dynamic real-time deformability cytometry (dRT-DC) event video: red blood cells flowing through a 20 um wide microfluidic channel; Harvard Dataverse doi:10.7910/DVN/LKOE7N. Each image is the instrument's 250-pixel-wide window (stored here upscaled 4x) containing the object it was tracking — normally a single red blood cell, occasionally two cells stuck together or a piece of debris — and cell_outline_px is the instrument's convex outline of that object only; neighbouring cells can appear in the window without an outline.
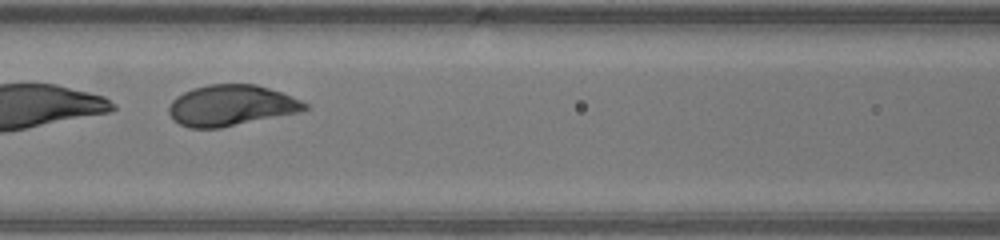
{"species": "human", "species_latin": "Homo sapiens", "temperature_condition": "warm", "stored_images_in_passage": 31, "segment_of_instrument_passage": [2, 2], "camera_frame_rate_fps": 3000, "um_per_image_px": 0.085, "donor": {"sex": "male"}, "frame": {"image": 1, "passage_image": 11, "time_ms": 3.333, "image_size_px": [1000, 240], "cell_outline_px": [[312, 108], [304, 112], [220, 128], [188, 128], [172, 120], [168, 112], [168, 108], [172, 100], [176, 96], [192, 88], [208, 84], [256, 84], [292, 96], [308, 104]], "centroid_in_image_um": [19.67, 8.97], "position_along_channel_um": 146.9, "area_um2": 32.89}}
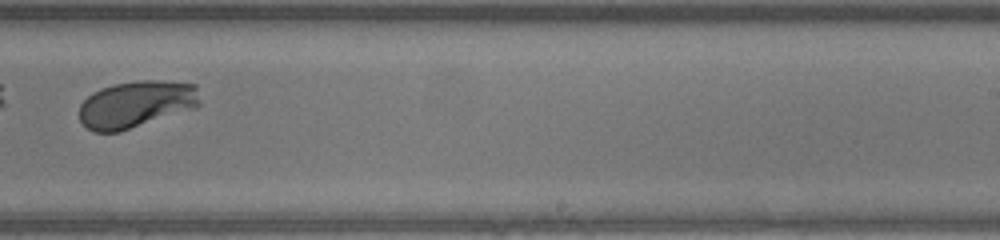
{"frame": {"image": 2, "passage_image": 20, "time_ms": 6.333, "image_size_px": [1000, 240], "cell_outline_px": [[200, 104], [196, 108], [120, 132], [92, 132], [80, 120], [80, 104], [92, 92], [100, 88], [112, 84], [136, 80], [160, 80], [196, 84], [200, 100]], "centroid_in_image_um": [11.58, 8.85], "position_along_channel_um": 277.4, "area_um2": 33.35}}
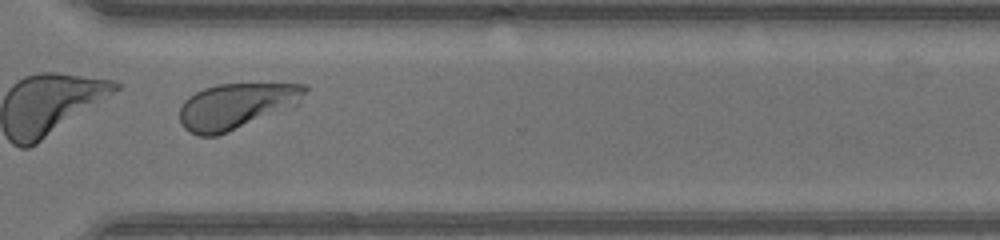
{"frame": {"image": 3, "passage_image": 25, "time_ms": 8.0, "image_size_px": [1000, 240], "cell_outline_px": [[308, 88], [300, 104], [296, 108], [216, 136], [200, 136], [184, 128], [180, 124], [180, 108], [184, 100], [188, 96], [204, 88], [216, 84], [308, 84]], "centroid_in_image_um": [20.15, 9.02], "position_along_channel_um": 350.5, "area_um2": 33.99}}